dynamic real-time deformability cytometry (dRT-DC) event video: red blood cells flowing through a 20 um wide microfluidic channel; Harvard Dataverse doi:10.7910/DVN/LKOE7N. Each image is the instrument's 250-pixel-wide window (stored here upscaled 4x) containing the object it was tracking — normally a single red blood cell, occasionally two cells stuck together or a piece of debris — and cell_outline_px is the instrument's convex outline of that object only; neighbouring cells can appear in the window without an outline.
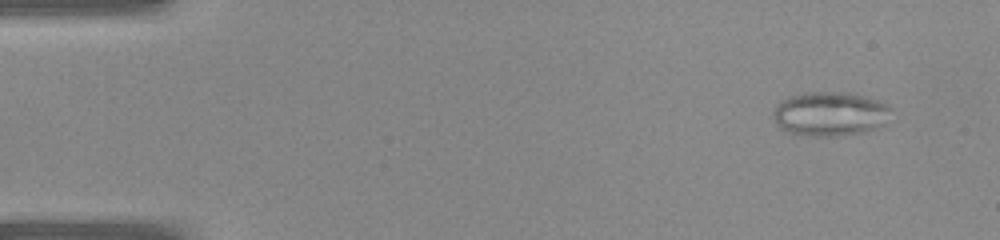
{"species": "common noctule bat (a hibernating species)", "species_latin": "Nyctalus noctula", "temperature_condition": "warm", "stored_images_in_passage": 34, "camera_frame_rate_fps": 3000, "um_per_image_px": 0.085, "animal": {"sex": "female", "body_mass_g": 22.0, "forearm_length_mm": 56.7}, "frame": {"image": 1, "passage_image": 1, "time_ms": 0.0, "image_size_px": [1000, 240], "cell_outline_px": [[892, 108], [884, 124], [880, 128], [860, 132], [832, 136], [792, 136], [780, 128], [776, 124], [772, 116], [772, 112], [784, 100], [792, 96], [808, 92], [848, 92], [864, 96], [888, 104]], "centroid_in_image_um": [70.54, 9.7], "position_along_channel_um": 14.5, "area_um2": 30.52}}
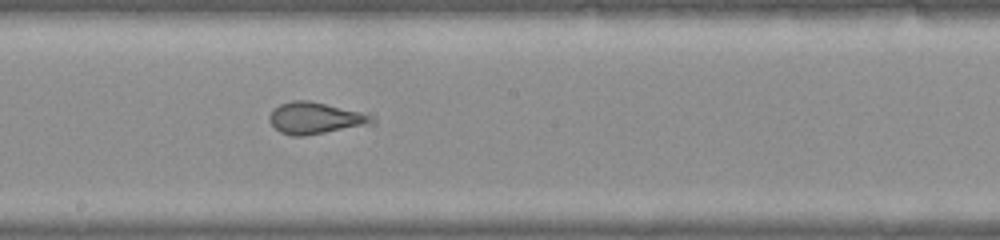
{"frame": {"image": 2, "passage_image": 20, "time_ms": 6.333, "image_size_px": [1000, 240], "cell_outline_px": [[376, 124], [304, 136], [292, 136], [280, 132], [268, 120], [268, 116], [280, 104], [292, 100], [308, 100], [360, 112], [376, 116]], "centroid_in_image_um": [26.85, 10.05], "position_along_channel_um": 221.4, "area_um2": 19.02}}
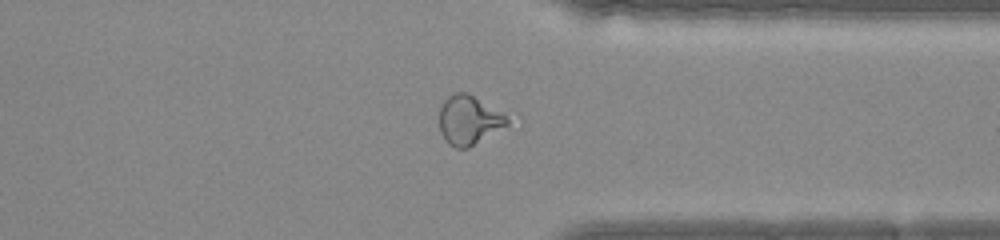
{"frame": {"image": 3, "passage_image": 29, "time_ms": 9.333, "image_size_px": [1000, 240], "cell_outline_px": [[520, 128], [468, 148], [456, 148], [448, 144], [444, 140], [440, 132], [440, 108], [444, 100], [448, 96], [456, 92], [468, 92], [520, 116]], "centroid_in_image_um": [40.27, 10.24], "position_along_channel_um": 371.1, "area_um2": 22.83}}